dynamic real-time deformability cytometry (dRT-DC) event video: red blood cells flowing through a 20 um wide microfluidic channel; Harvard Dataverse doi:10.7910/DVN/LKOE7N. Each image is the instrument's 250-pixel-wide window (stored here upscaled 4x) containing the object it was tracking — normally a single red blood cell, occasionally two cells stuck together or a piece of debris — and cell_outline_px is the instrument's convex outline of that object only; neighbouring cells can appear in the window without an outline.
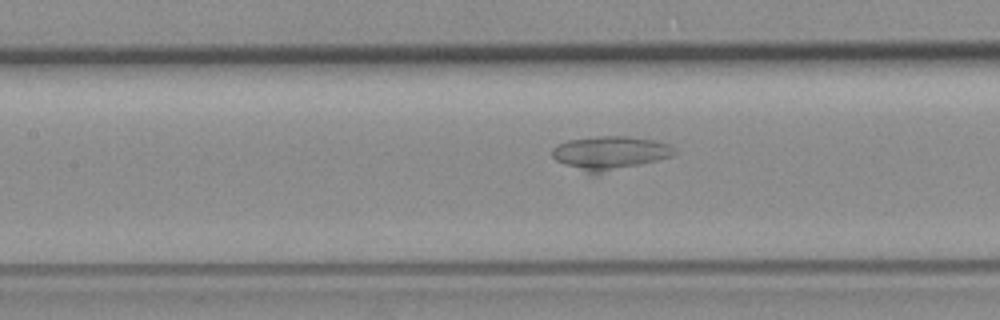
{"species": "common noctule bat (a hibernating species)", "species_latin": "Nyctalus noctula", "temperature_condition": "room temperature", "stored_images_in_passage": 33, "segment_of_instrument_passage": [1, 2], "camera_frame_rate_fps": 3000, "um_per_image_px": 0.085, "animal": {"sex": "female", "body_mass_g": 19.3, "forearm_length_mm": 54.1}, "frame": {"image": 1, "passage_image": 14, "time_ms": 4.333, "image_size_px": [1000, 320], "cell_outline_px": [[676, 152], [672, 156], [596, 176], [564, 164], [556, 160], [552, 156], [552, 148], [568, 140], [596, 136], [628, 136], [656, 140], [668, 144]], "centroid_in_image_um": [51.83, 13.01], "position_along_channel_um": 155.6, "area_um2": 24.04}}
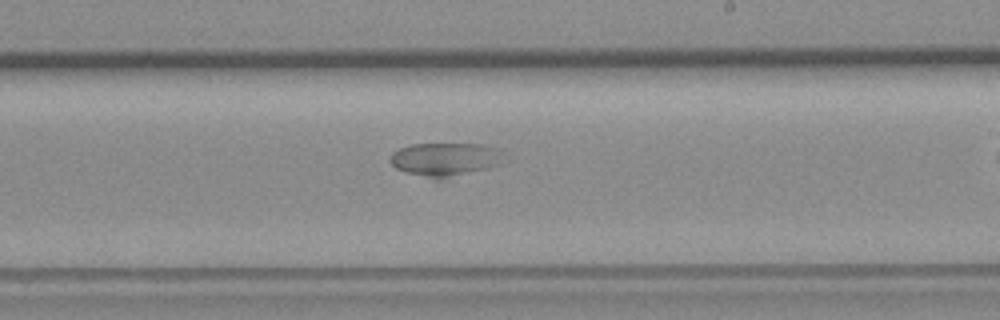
{"frame": {"image": 2, "passage_image": 22, "time_ms": 7.0, "image_size_px": [1000, 320], "cell_outline_px": [[500, 164], [488, 168], [444, 180], [432, 180], [396, 168], [388, 160], [392, 152], [400, 148], [412, 144], [480, 144], [496, 148]], "centroid_in_image_um": [37.74, 13.57], "position_along_channel_um": 251.3, "area_um2": 22.08}}
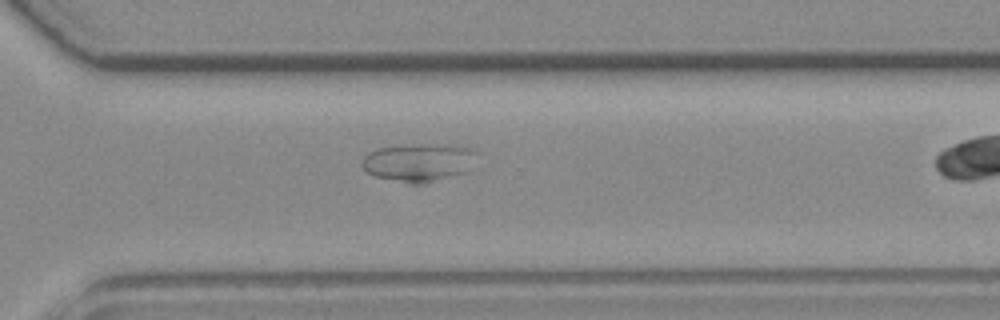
{"frame": {"image": 3, "passage_image": 29, "time_ms": 9.333, "image_size_px": [1000, 320], "cell_outline_px": [[476, 152], [468, 172], [424, 184], [408, 184], [376, 176], [368, 172], [364, 168], [364, 156], [368, 152], [380, 148], [436, 144], [444, 144], [472, 148]], "centroid_in_image_um": [35.63, 13.83], "position_along_channel_um": 335.0, "area_um2": 25.09}}